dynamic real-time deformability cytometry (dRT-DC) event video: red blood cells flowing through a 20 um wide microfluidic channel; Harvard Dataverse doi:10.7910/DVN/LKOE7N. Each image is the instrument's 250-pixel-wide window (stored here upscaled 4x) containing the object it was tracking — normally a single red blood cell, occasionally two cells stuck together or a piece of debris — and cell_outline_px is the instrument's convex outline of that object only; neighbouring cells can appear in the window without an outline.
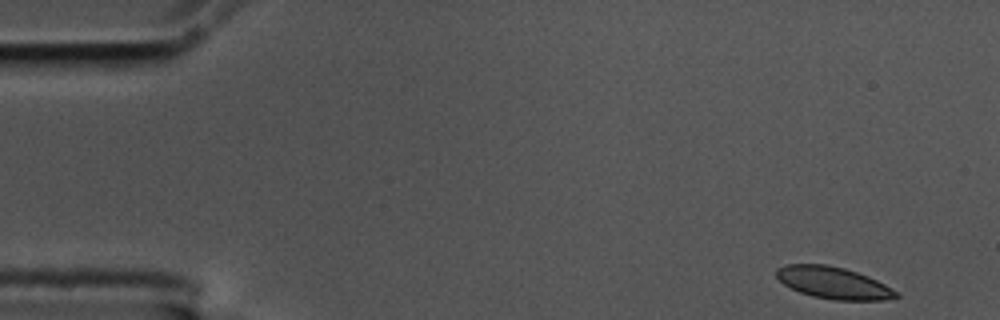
{"species": "common noctule bat (a hibernating species)", "species_latin": "Nyctalus noctula", "temperature_condition": "cold", "stored_images_in_passage": 54, "camera_frame_rate_fps": 3000, "um_per_image_px": 0.085, "animal": {"sex": "male", "body_mass_g": 17.5, "forearm_length_mm": 52.3}, "frame": {"image": 1, "passage_image": 1, "time_ms": 0.0, "image_size_px": [1000, 320], "cell_outline_px": [[900, 296], [884, 300], [832, 300], [812, 296], [800, 292], [784, 284], [776, 276], [776, 268], [788, 264], [824, 264], [844, 268], [868, 276], [900, 292]], "centroid_in_image_um": [70.85, 24.04], "position_along_channel_um": 14.1, "area_um2": 22.2}}
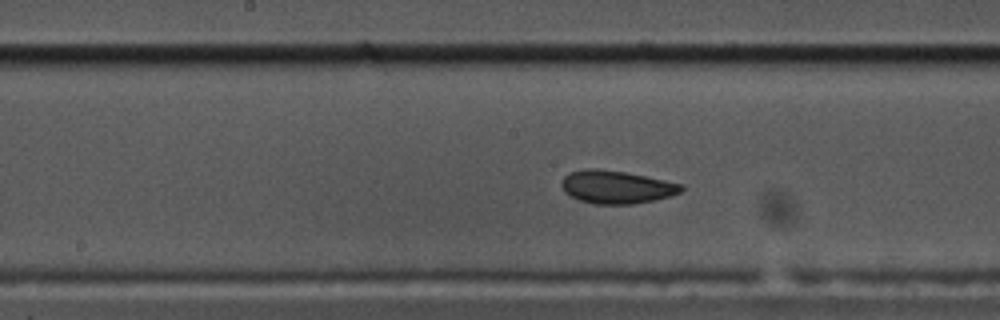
{"frame": {"image": 2, "passage_image": 26, "time_ms": 8.333, "image_size_px": [1000, 320], "cell_outline_px": [[684, 188], [680, 192], [672, 196], [632, 204], [596, 204], [580, 200], [564, 192], [560, 184], [564, 176], [568, 172], [584, 168], [596, 168], [624, 172], [684, 184]], "centroid_in_image_um": [52.37, 15.89], "position_along_channel_um": 195.8, "area_um2": 23.0}}
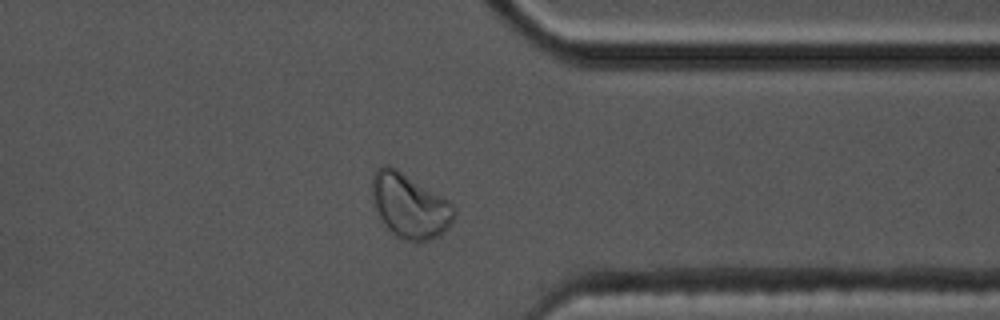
{"frame": {"image": 3, "passage_image": 42, "time_ms": 13.667, "image_size_px": [1000, 320], "cell_outline_px": [[456, 216], [448, 228], [444, 232], [432, 240], [420, 244], [396, 236], [384, 224], [372, 200], [372, 172], [376, 168], [384, 164], [388, 164], [396, 168], [448, 200], [456, 208]], "centroid_in_image_um": [34.84, 17.5], "position_along_channel_um": 376.6, "area_um2": 31.1}, "authors_computed_cell_mechanics": {"area_um2": 23.0622, "velocity_mm_per_s": 3.4959, "shape_relaxation_time_tau1_ms": 5.8116, "shape_relaxation_time_tau2_ms": 1.9884, "deformation_change_tau1": 0.1095, "deformation_change_tau2": 0.0518}}